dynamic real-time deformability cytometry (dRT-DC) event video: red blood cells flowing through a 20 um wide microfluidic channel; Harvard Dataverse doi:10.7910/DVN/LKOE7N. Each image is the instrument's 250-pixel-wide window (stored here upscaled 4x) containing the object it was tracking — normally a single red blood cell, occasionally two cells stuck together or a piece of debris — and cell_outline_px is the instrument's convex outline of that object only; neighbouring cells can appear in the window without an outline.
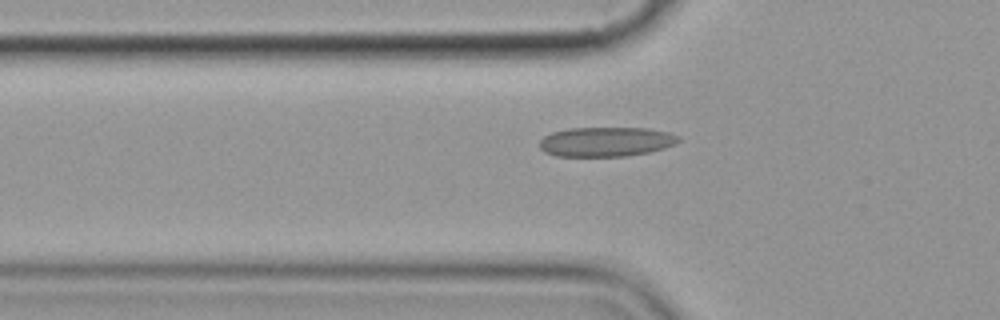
{"species": "common noctule bat (a hibernating species)", "species_latin": "Nyctalus noctula", "temperature_condition": "cold", "stored_images_in_passage": 5, "segment_of_instrument_passage": [2, 2], "camera_frame_rate_fps": 3000, "um_per_image_px": 0.085, "animal": {"sex": "female", "body_mass_g": 19.9}, "frame": {"image": 1, "passage_image": 5, "time_ms": 5.667, "image_size_px": [1000, 320], "cell_outline_px": [[680, 140], [676, 144], [664, 148], [648, 152], [628, 156], [556, 156], [544, 152], [540, 148], [540, 140], [544, 136], [552, 132], [568, 128], [648, 128], [668, 132], [680, 136]], "centroid_in_image_um": [51.52, 12.04], "position_along_channel_um": 74.3, "area_um2": 24.04}}